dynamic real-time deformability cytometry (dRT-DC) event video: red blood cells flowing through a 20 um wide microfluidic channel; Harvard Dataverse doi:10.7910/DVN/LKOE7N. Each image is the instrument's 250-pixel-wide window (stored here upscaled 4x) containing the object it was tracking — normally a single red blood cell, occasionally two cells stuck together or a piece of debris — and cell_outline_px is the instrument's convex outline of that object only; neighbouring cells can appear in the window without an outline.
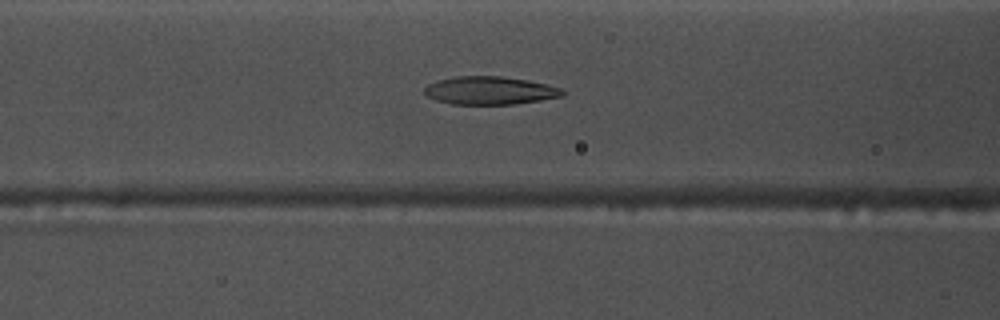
{"species": "common noctule bat (a hibernating species)", "species_latin": "Nyctalus noctula", "temperature_condition": "warm", "stored_images_in_passage": 41, "camera_frame_rate_fps": 3000, "um_per_image_px": 0.085, "animal": {"sex": "male", "body_mass_g": 17.5, "forearm_length_mm": 52.3}, "frame": {"image": 1, "passage_image": 9, "time_ms": 2.667, "image_size_px": [1000, 320], "cell_outline_px": [[564, 96], [540, 100], [512, 104], [452, 104], [436, 100], [424, 96], [424, 88], [428, 84], [436, 80], [456, 76], [500, 76], [528, 80], [560, 88], [564, 92]], "centroid_in_image_um": [41.58, 7.69], "position_along_channel_um": 125.0, "area_um2": 22.54}}
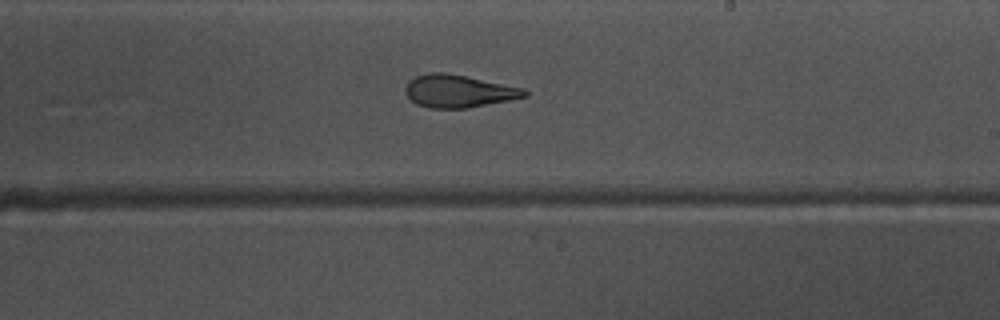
{"frame": {"image": 2, "passage_image": 19, "time_ms": 6.0, "image_size_px": [1000, 320], "cell_outline_px": [[528, 96], [468, 108], [428, 108], [416, 104], [404, 92], [404, 88], [408, 80], [416, 76], [432, 72], [444, 72], [524, 88], [528, 92]], "centroid_in_image_um": [38.94, 7.75], "position_along_channel_um": 250.1, "area_um2": 22.54}}
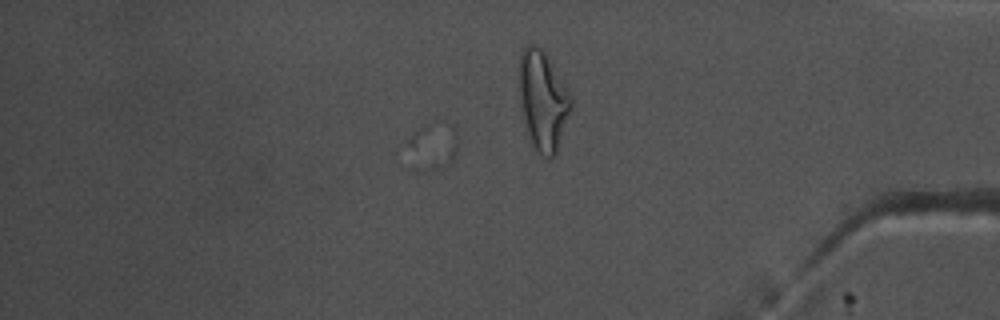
{"frame": {"image": 3, "passage_image": 32, "time_ms": 10.333, "image_size_px": [1000, 320], "cell_outline_px": [[456, 152], [452, 160], [444, 168], [424, 172], [396, 152], [396, 148], [412, 132], [424, 124], [436, 120], [448, 120], [456, 128]], "centroid_in_image_um": [36.57, 12.39], "position_along_channel_um": 398.6, "area_um2": 15.9}, "authors_computed_cell_mechanics": {"area_um2": 22.1374, "velocity_mm_per_s": 3.7626, "shape_relaxation_time_tau1_ms": null, "shape_relaxation_time_tau2_ms": 3.2293, "deformation_change_tau1": null, "deformation_change_tau2": 0.1224}}